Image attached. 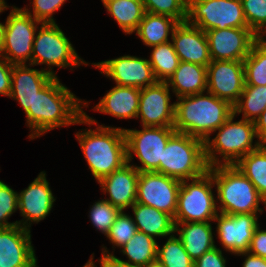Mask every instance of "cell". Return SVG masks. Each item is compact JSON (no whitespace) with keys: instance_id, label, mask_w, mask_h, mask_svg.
I'll list each match as a JSON object with an SVG mask.
<instances>
[{"instance_id":"5bb4252c","label":"cell","mask_w":266,"mask_h":267,"mask_svg":"<svg viewBox=\"0 0 266 267\" xmlns=\"http://www.w3.org/2000/svg\"><path fill=\"white\" fill-rule=\"evenodd\" d=\"M167 82L157 81L141 89L137 118L143 126L174 127L175 102Z\"/></svg>"},{"instance_id":"8992f818","label":"cell","mask_w":266,"mask_h":267,"mask_svg":"<svg viewBox=\"0 0 266 267\" xmlns=\"http://www.w3.org/2000/svg\"><path fill=\"white\" fill-rule=\"evenodd\" d=\"M208 169L203 140L178 132L169 138L159 173L183 181L198 178Z\"/></svg>"},{"instance_id":"4316f807","label":"cell","mask_w":266,"mask_h":267,"mask_svg":"<svg viewBox=\"0 0 266 267\" xmlns=\"http://www.w3.org/2000/svg\"><path fill=\"white\" fill-rule=\"evenodd\" d=\"M131 209L134 214V223L139 232L155 239L174 233L175 223L171 215L137 202L131 206Z\"/></svg>"},{"instance_id":"cb8c5ba5","label":"cell","mask_w":266,"mask_h":267,"mask_svg":"<svg viewBox=\"0 0 266 267\" xmlns=\"http://www.w3.org/2000/svg\"><path fill=\"white\" fill-rule=\"evenodd\" d=\"M157 245L155 238L137 231L134 236L120 248V252L126 255L128 260H122L114 255L103 245L100 259L111 257L114 261L126 265L143 267L157 260Z\"/></svg>"},{"instance_id":"d590c367","label":"cell","mask_w":266,"mask_h":267,"mask_svg":"<svg viewBox=\"0 0 266 267\" xmlns=\"http://www.w3.org/2000/svg\"><path fill=\"white\" fill-rule=\"evenodd\" d=\"M91 207L89 211L91 224L96 230H99L102 234L107 236L121 210L114 207L105 199L96 201Z\"/></svg>"},{"instance_id":"d6a6232c","label":"cell","mask_w":266,"mask_h":267,"mask_svg":"<svg viewBox=\"0 0 266 267\" xmlns=\"http://www.w3.org/2000/svg\"><path fill=\"white\" fill-rule=\"evenodd\" d=\"M244 86H266V46L258 39L244 59Z\"/></svg>"},{"instance_id":"52a82bcc","label":"cell","mask_w":266,"mask_h":267,"mask_svg":"<svg viewBox=\"0 0 266 267\" xmlns=\"http://www.w3.org/2000/svg\"><path fill=\"white\" fill-rule=\"evenodd\" d=\"M39 29V30H38ZM34 37L31 65H46L42 68L57 77L53 67L73 70L80 65L88 66V62L77 54L73 44L56 23H42ZM53 66V67H52Z\"/></svg>"},{"instance_id":"7402d4cb","label":"cell","mask_w":266,"mask_h":267,"mask_svg":"<svg viewBox=\"0 0 266 267\" xmlns=\"http://www.w3.org/2000/svg\"><path fill=\"white\" fill-rule=\"evenodd\" d=\"M30 64L12 66L9 98L21 105L24 113L33 106L36 95L54 78L43 69H32Z\"/></svg>"},{"instance_id":"ab89813d","label":"cell","mask_w":266,"mask_h":267,"mask_svg":"<svg viewBox=\"0 0 266 267\" xmlns=\"http://www.w3.org/2000/svg\"><path fill=\"white\" fill-rule=\"evenodd\" d=\"M32 1V2H31ZM31 8H22L27 14L41 23H56L53 14L59 10L67 0H31ZM27 7V8H26Z\"/></svg>"},{"instance_id":"484cf974","label":"cell","mask_w":266,"mask_h":267,"mask_svg":"<svg viewBox=\"0 0 266 267\" xmlns=\"http://www.w3.org/2000/svg\"><path fill=\"white\" fill-rule=\"evenodd\" d=\"M167 83L176 98L206 92L207 66L180 61Z\"/></svg>"},{"instance_id":"6da1fadb","label":"cell","mask_w":266,"mask_h":267,"mask_svg":"<svg viewBox=\"0 0 266 267\" xmlns=\"http://www.w3.org/2000/svg\"><path fill=\"white\" fill-rule=\"evenodd\" d=\"M83 101L63 85L58 76L54 77L33 100V106L26 114V126L30 129L29 139L33 140L59 127L80 124Z\"/></svg>"},{"instance_id":"bcb514c9","label":"cell","mask_w":266,"mask_h":267,"mask_svg":"<svg viewBox=\"0 0 266 267\" xmlns=\"http://www.w3.org/2000/svg\"><path fill=\"white\" fill-rule=\"evenodd\" d=\"M100 267H135V266H126L114 261L111 257L98 259Z\"/></svg>"},{"instance_id":"836d02e7","label":"cell","mask_w":266,"mask_h":267,"mask_svg":"<svg viewBox=\"0 0 266 267\" xmlns=\"http://www.w3.org/2000/svg\"><path fill=\"white\" fill-rule=\"evenodd\" d=\"M175 234L174 232L168 236L162 247L157 245V260L163 267H194V261L185 251L181 239Z\"/></svg>"},{"instance_id":"44dd1931","label":"cell","mask_w":266,"mask_h":267,"mask_svg":"<svg viewBox=\"0 0 266 267\" xmlns=\"http://www.w3.org/2000/svg\"><path fill=\"white\" fill-rule=\"evenodd\" d=\"M138 178L139 171L132 164L126 163L122 168L101 178L98 184L104 195H109L105 198L106 201L121 211H126L136 203Z\"/></svg>"},{"instance_id":"8d00e7d4","label":"cell","mask_w":266,"mask_h":267,"mask_svg":"<svg viewBox=\"0 0 266 267\" xmlns=\"http://www.w3.org/2000/svg\"><path fill=\"white\" fill-rule=\"evenodd\" d=\"M137 231L133 217L121 211L106 237L109 239L110 244L112 243V248L114 250L116 247L121 248L125 245Z\"/></svg>"},{"instance_id":"2e32d148","label":"cell","mask_w":266,"mask_h":267,"mask_svg":"<svg viewBox=\"0 0 266 267\" xmlns=\"http://www.w3.org/2000/svg\"><path fill=\"white\" fill-rule=\"evenodd\" d=\"M245 85L243 61L212 60L207 66V91L234 105Z\"/></svg>"},{"instance_id":"83f0119b","label":"cell","mask_w":266,"mask_h":267,"mask_svg":"<svg viewBox=\"0 0 266 267\" xmlns=\"http://www.w3.org/2000/svg\"><path fill=\"white\" fill-rule=\"evenodd\" d=\"M178 24L177 20L169 16L146 12L134 33L137 34L136 36L140 38L145 46L152 47L170 42L173 31Z\"/></svg>"},{"instance_id":"603a6c76","label":"cell","mask_w":266,"mask_h":267,"mask_svg":"<svg viewBox=\"0 0 266 267\" xmlns=\"http://www.w3.org/2000/svg\"><path fill=\"white\" fill-rule=\"evenodd\" d=\"M141 89L136 87L114 86L107 91L93 111L116 117L117 119H137Z\"/></svg>"},{"instance_id":"f1b7e54d","label":"cell","mask_w":266,"mask_h":267,"mask_svg":"<svg viewBox=\"0 0 266 267\" xmlns=\"http://www.w3.org/2000/svg\"><path fill=\"white\" fill-rule=\"evenodd\" d=\"M125 34H132L146 13L142 0H101Z\"/></svg>"},{"instance_id":"816d5d0a","label":"cell","mask_w":266,"mask_h":267,"mask_svg":"<svg viewBox=\"0 0 266 267\" xmlns=\"http://www.w3.org/2000/svg\"><path fill=\"white\" fill-rule=\"evenodd\" d=\"M143 267H163V265L158 260H155L153 262L148 263L147 265Z\"/></svg>"},{"instance_id":"1f68e13d","label":"cell","mask_w":266,"mask_h":267,"mask_svg":"<svg viewBox=\"0 0 266 267\" xmlns=\"http://www.w3.org/2000/svg\"><path fill=\"white\" fill-rule=\"evenodd\" d=\"M234 115L255 121L266 109V86H244L238 101L233 105Z\"/></svg>"},{"instance_id":"ba28073f","label":"cell","mask_w":266,"mask_h":267,"mask_svg":"<svg viewBox=\"0 0 266 267\" xmlns=\"http://www.w3.org/2000/svg\"><path fill=\"white\" fill-rule=\"evenodd\" d=\"M213 187V178L208 171L198 178L181 181L174 222L212 223L218 214Z\"/></svg>"},{"instance_id":"277c9868","label":"cell","mask_w":266,"mask_h":267,"mask_svg":"<svg viewBox=\"0 0 266 267\" xmlns=\"http://www.w3.org/2000/svg\"><path fill=\"white\" fill-rule=\"evenodd\" d=\"M217 191L216 203L218 213L235 214H259L266 201L260 196L254 184L235 166L217 165L209 167Z\"/></svg>"},{"instance_id":"681fc988","label":"cell","mask_w":266,"mask_h":267,"mask_svg":"<svg viewBox=\"0 0 266 267\" xmlns=\"http://www.w3.org/2000/svg\"><path fill=\"white\" fill-rule=\"evenodd\" d=\"M8 9H10V6L7 4V2L5 0H0V14Z\"/></svg>"},{"instance_id":"d4e9b609","label":"cell","mask_w":266,"mask_h":267,"mask_svg":"<svg viewBox=\"0 0 266 267\" xmlns=\"http://www.w3.org/2000/svg\"><path fill=\"white\" fill-rule=\"evenodd\" d=\"M177 236L181 239L185 251L195 261L205 252L214 248V232L210 222H174Z\"/></svg>"},{"instance_id":"3957f363","label":"cell","mask_w":266,"mask_h":267,"mask_svg":"<svg viewBox=\"0 0 266 267\" xmlns=\"http://www.w3.org/2000/svg\"><path fill=\"white\" fill-rule=\"evenodd\" d=\"M233 113L230 102L208 91L179 97L175 101L174 129L205 141Z\"/></svg>"},{"instance_id":"f907efd6","label":"cell","mask_w":266,"mask_h":267,"mask_svg":"<svg viewBox=\"0 0 266 267\" xmlns=\"http://www.w3.org/2000/svg\"><path fill=\"white\" fill-rule=\"evenodd\" d=\"M93 259H94V254L92 253L91 257L83 267H97Z\"/></svg>"},{"instance_id":"e0dca14e","label":"cell","mask_w":266,"mask_h":267,"mask_svg":"<svg viewBox=\"0 0 266 267\" xmlns=\"http://www.w3.org/2000/svg\"><path fill=\"white\" fill-rule=\"evenodd\" d=\"M205 34L212 60L244 61L258 39L249 28H215Z\"/></svg>"},{"instance_id":"74e56055","label":"cell","mask_w":266,"mask_h":267,"mask_svg":"<svg viewBox=\"0 0 266 267\" xmlns=\"http://www.w3.org/2000/svg\"><path fill=\"white\" fill-rule=\"evenodd\" d=\"M248 28L258 36L266 28V0H241Z\"/></svg>"},{"instance_id":"8fae6325","label":"cell","mask_w":266,"mask_h":267,"mask_svg":"<svg viewBox=\"0 0 266 267\" xmlns=\"http://www.w3.org/2000/svg\"><path fill=\"white\" fill-rule=\"evenodd\" d=\"M41 24L22 8L11 6L5 22L1 55L13 65H31L34 37Z\"/></svg>"},{"instance_id":"60d3db41","label":"cell","mask_w":266,"mask_h":267,"mask_svg":"<svg viewBox=\"0 0 266 267\" xmlns=\"http://www.w3.org/2000/svg\"><path fill=\"white\" fill-rule=\"evenodd\" d=\"M226 258L220 247L215 246L194 261V267H226Z\"/></svg>"},{"instance_id":"ac0fdd59","label":"cell","mask_w":266,"mask_h":267,"mask_svg":"<svg viewBox=\"0 0 266 267\" xmlns=\"http://www.w3.org/2000/svg\"><path fill=\"white\" fill-rule=\"evenodd\" d=\"M259 217V214L218 213L214 222H217V238L224 250L234 255L248 251Z\"/></svg>"},{"instance_id":"4fadbf2b","label":"cell","mask_w":266,"mask_h":267,"mask_svg":"<svg viewBox=\"0 0 266 267\" xmlns=\"http://www.w3.org/2000/svg\"><path fill=\"white\" fill-rule=\"evenodd\" d=\"M92 65L100 69L101 74L115 81L117 86L142 89L157 82L149 60L142 57L124 55Z\"/></svg>"},{"instance_id":"4dcf8cb0","label":"cell","mask_w":266,"mask_h":267,"mask_svg":"<svg viewBox=\"0 0 266 267\" xmlns=\"http://www.w3.org/2000/svg\"><path fill=\"white\" fill-rule=\"evenodd\" d=\"M149 63L157 81L167 82L178 68L180 59L172 42L152 46Z\"/></svg>"},{"instance_id":"b9f144b4","label":"cell","mask_w":266,"mask_h":267,"mask_svg":"<svg viewBox=\"0 0 266 267\" xmlns=\"http://www.w3.org/2000/svg\"><path fill=\"white\" fill-rule=\"evenodd\" d=\"M12 66L1 54H0V95L8 96L11 92V76Z\"/></svg>"},{"instance_id":"9c48e42d","label":"cell","mask_w":266,"mask_h":267,"mask_svg":"<svg viewBox=\"0 0 266 267\" xmlns=\"http://www.w3.org/2000/svg\"><path fill=\"white\" fill-rule=\"evenodd\" d=\"M176 132L174 127L143 126L142 130L125 129L127 163L130 164L134 155L141 165L134 166L139 172H158L169 138Z\"/></svg>"},{"instance_id":"f6af8a7d","label":"cell","mask_w":266,"mask_h":267,"mask_svg":"<svg viewBox=\"0 0 266 267\" xmlns=\"http://www.w3.org/2000/svg\"><path fill=\"white\" fill-rule=\"evenodd\" d=\"M255 129L258 137V141L261 146H266V109L262 114L254 121Z\"/></svg>"},{"instance_id":"c3c4849f","label":"cell","mask_w":266,"mask_h":267,"mask_svg":"<svg viewBox=\"0 0 266 267\" xmlns=\"http://www.w3.org/2000/svg\"><path fill=\"white\" fill-rule=\"evenodd\" d=\"M258 40L266 46V28L257 36Z\"/></svg>"},{"instance_id":"f35d334b","label":"cell","mask_w":266,"mask_h":267,"mask_svg":"<svg viewBox=\"0 0 266 267\" xmlns=\"http://www.w3.org/2000/svg\"><path fill=\"white\" fill-rule=\"evenodd\" d=\"M18 210V192L0 180V228L18 225V221L8 222Z\"/></svg>"},{"instance_id":"30bf717a","label":"cell","mask_w":266,"mask_h":267,"mask_svg":"<svg viewBox=\"0 0 266 267\" xmlns=\"http://www.w3.org/2000/svg\"><path fill=\"white\" fill-rule=\"evenodd\" d=\"M187 22L204 32L248 28L241 0H188Z\"/></svg>"},{"instance_id":"e575fe53","label":"cell","mask_w":266,"mask_h":267,"mask_svg":"<svg viewBox=\"0 0 266 267\" xmlns=\"http://www.w3.org/2000/svg\"><path fill=\"white\" fill-rule=\"evenodd\" d=\"M147 13L169 16L179 23L187 21L188 0H142Z\"/></svg>"},{"instance_id":"7c38bea8","label":"cell","mask_w":266,"mask_h":267,"mask_svg":"<svg viewBox=\"0 0 266 267\" xmlns=\"http://www.w3.org/2000/svg\"><path fill=\"white\" fill-rule=\"evenodd\" d=\"M181 181L162 173L139 172L136 202L171 215L177 211Z\"/></svg>"},{"instance_id":"5b68a950","label":"cell","mask_w":266,"mask_h":267,"mask_svg":"<svg viewBox=\"0 0 266 267\" xmlns=\"http://www.w3.org/2000/svg\"><path fill=\"white\" fill-rule=\"evenodd\" d=\"M235 117L233 113L223 125L215 130L218 132L212 140L209 136L204 141L208 167L234 165L243 156L261 146L258 140L253 142L255 138H258L255 123L242 118L234 122Z\"/></svg>"},{"instance_id":"ffe728a7","label":"cell","mask_w":266,"mask_h":267,"mask_svg":"<svg viewBox=\"0 0 266 267\" xmlns=\"http://www.w3.org/2000/svg\"><path fill=\"white\" fill-rule=\"evenodd\" d=\"M171 42L180 61L208 66L212 61L205 32L189 24L179 23L172 34Z\"/></svg>"},{"instance_id":"d6986e66","label":"cell","mask_w":266,"mask_h":267,"mask_svg":"<svg viewBox=\"0 0 266 267\" xmlns=\"http://www.w3.org/2000/svg\"><path fill=\"white\" fill-rule=\"evenodd\" d=\"M30 233L19 225L0 228V267H39Z\"/></svg>"},{"instance_id":"ee69618b","label":"cell","mask_w":266,"mask_h":267,"mask_svg":"<svg viewBox=\"0 0 266 267\" xmlns=\"http://www.w3.org/2000/svg\"><path fill=\"white\" fill-rule=\"evenodd\" d=\"M235 255L245 257L244 258L245 260L242 263V267H266V258L253 255L249 253L248 251L240 252Z\"/></svg>"},{"instance_id":"f546056e","label":"cell","mask_w":266,"mask_h":267,"mask_svg":"<svg viewBox=\"0 0 266 267\" xmlns=\"http://www.w3.org/2000/svg\"><path fill=\"white\" fill-rule=\"evenodd\" d=\"M234 165L254 184L266 201V146L249 152Z\"/></svg>"},{"instance_id":"7bdbcfd3","label":"cell","mask_w":266,"mask_h":267,"mask_svg":"<svg viewBox=\"0 0 266 267\" xmlns=\"http://www.w3.org/2000/svg\"><path fill=\"white\" fill-rule=\"evenodd\" d=\"M248 252L266 258V230H262L260 225L254 230Z\"/></svg>"},{"instance_id":"7dc6e473","label":"cell","mask_w":266,"mask_h":267,"mask_svg":"<svg viewBox=\"0 0 266 267\" xmlns=\"http://www.w3.org/2000/svg\"><path fill=\"white\" fill-rule=\"evenodd\" d=\"M4 30H5V24L0 22V54L3 46Z\"/></svg>"},{"instance_id":"9a60e30c","label":"cell","mask_w":266,"mask_h":267,"mask_svg":"<svg viewBox=\"0 0 266 267\" xmlns=\"http://www.w3.org/2000/svg\"><path fill=\"white\" fill-rule=\"evenodd\" d=\"M46 172L42 171L29 186L18 192V210L22 220L18 225L31 230L32 223L44 220L53 209L56 198L49 186Z\"/></svg>"},{"instance_id":"7a4b0ae2","label":"cell","mask_w":266,"mask_h":267,"mask_svg":"<svg viewBox=\"0 0 266 267\" xmlns=\"http://www.w3.org/2000/svg\"><path fill=\"white\" fill-rule=\"evenodd\" d=\"M81 124H97L95 129H81L75 136L91 174L98 182L127 163L124 128L98 125V122L86 112H83L80 118Z\"/></svg>"}]
</instances>
